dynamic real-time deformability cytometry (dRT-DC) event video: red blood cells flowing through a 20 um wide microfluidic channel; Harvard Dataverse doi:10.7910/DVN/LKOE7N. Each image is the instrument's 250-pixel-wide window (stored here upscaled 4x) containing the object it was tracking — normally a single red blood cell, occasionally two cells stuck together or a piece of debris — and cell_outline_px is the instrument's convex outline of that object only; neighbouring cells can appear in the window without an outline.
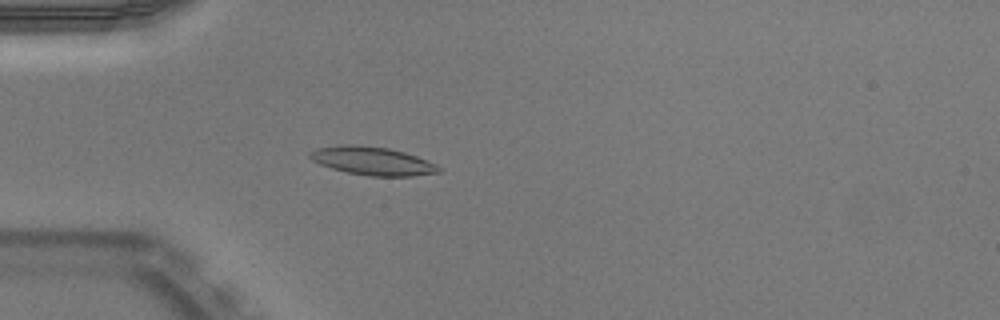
{"species": "Egyptian fruit bat (a non-hibernating species)", "species_latin": "Rousettus aegyptiacus", "temperature_condition": "warm", "stored_images_in_passage": 52, "camera_frame_rate_fps": 3000, "um_per_image_px": 0.085, "animal": {"sex": "male"}, "frame": {"image": 1, "passage_image": 16, "time_ms": 5.0, "image_size_px": [1000, 320], "cell_outline_px": [[444, 168], [440, 172], [412, 176], [368, 176], [348, 172], [332, 168], [320, 164], [312, 160], [308, 156], [308, 152], [316, 148], [336, 144], [352, 144], [388, 148], [404, 152], [416, 156], [436, 164]], "centroid_in_image_um": [31.64, 13.67], "position_along_channel_um": 53.4, "area_um2": 21.39}}
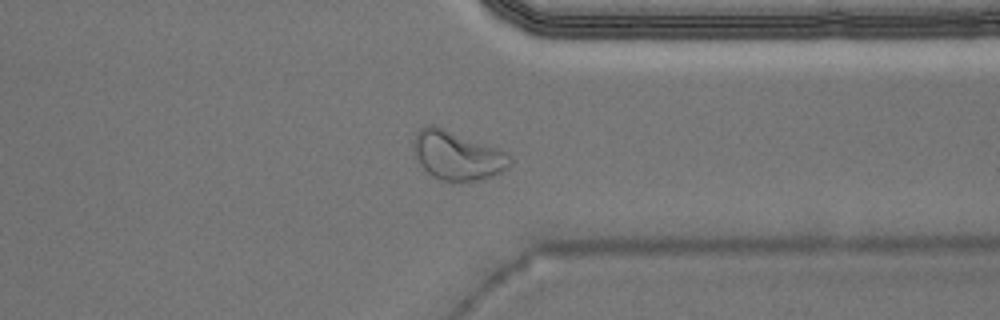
{"frame": {"image": 2, "passage_image": 41, "time_ms": 13.333, "image_size_px": [1000, 320], "cell_outline_px": [[512, 160], [508, 168], [484, 180], [444, 180], [432, 176], [420, 164], [412, 148], [412, 144], [416, 132], [420, 128], [428, 124], [432, 124], [500, 148]], "centroid_in_image_um": [38.85, 13.19], "position_along_channel_um": 372.5, "area_um2": 27.34}}
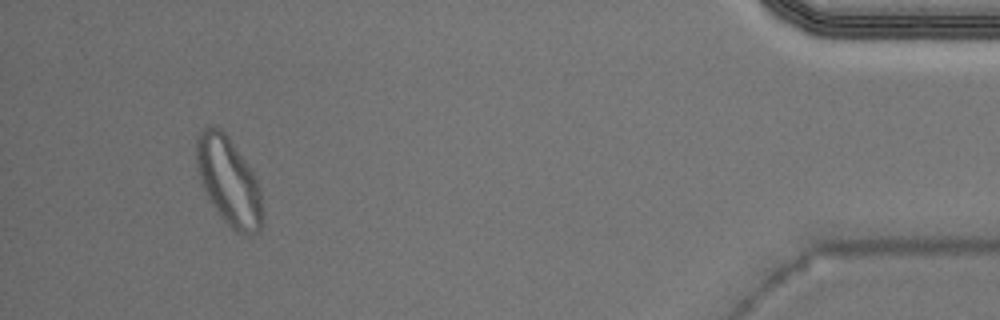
{"frame": {"image": 3, "passage_image": 49, "time_ms": 16.0, "image_size_px": [1000, 320], "cell_outline_px": [[264, 216], [260, 232], [244, 236], [236, 232], [220, 216], [208, 196], [200, 180], [196, 168], [196, 136], [204, 128], [220, 128], [228, 136], [252, 172], [260, 188]], "centroid_in_image_um": [19.46, 15.46], "position_along_channel_um": 415.7, "area_um2": 33.7}, "authors_computed_cell_mechanics": {"area_um2": 20.1144, "velocity_mm_per_s": 3.9549, "shape_relaxation_time_tau1_ms": null, "shape_relaxation_time_tau2_ms": 3.2025, "deformation_change_tau1": null, "deformation_change_tau2": 0.0905}}